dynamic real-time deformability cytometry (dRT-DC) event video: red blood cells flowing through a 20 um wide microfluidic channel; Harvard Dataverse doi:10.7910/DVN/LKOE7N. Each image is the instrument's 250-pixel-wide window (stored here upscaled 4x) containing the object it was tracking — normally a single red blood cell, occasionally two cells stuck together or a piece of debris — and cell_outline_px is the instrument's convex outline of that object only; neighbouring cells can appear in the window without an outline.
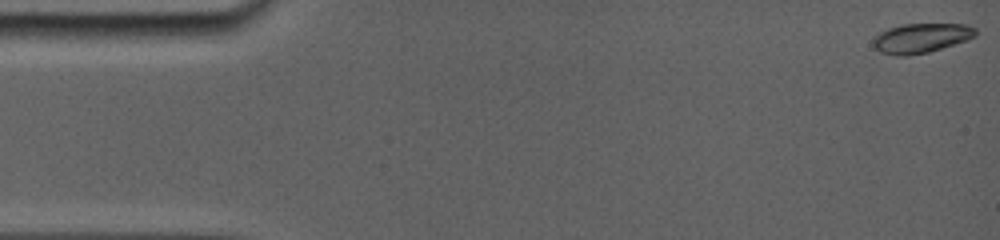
{"species": "common noctule bat (a hibernating species)", "species_latin": "Nyctalus noctula", "temperature_condition": "room temperature", "stored_images_in_passage": 38, "camera_frame_rate_fps": 5000, "um_per_image_px": 0.085, "animal": {"sex": "female", "body_mass_g": 19.0, "forearm_length_mm": 56.7}, "frame": {"image": 1, "passage_image": 1, "time_ms": 0.0, "image_size_px": [1000, 240], "cell_outline_px": [[976, 36], [968, 40], [928, 52], [908, 56], [896, 56], [880, 52], [872, 44], [872, 40], [880, 32], [888, 28], [900, 24], [964, 24], [976, 28]], "centroid_in_image_um": [78.28, 3.24], "position_along_channel_um": 6.7, "area_um2": 17.74}}
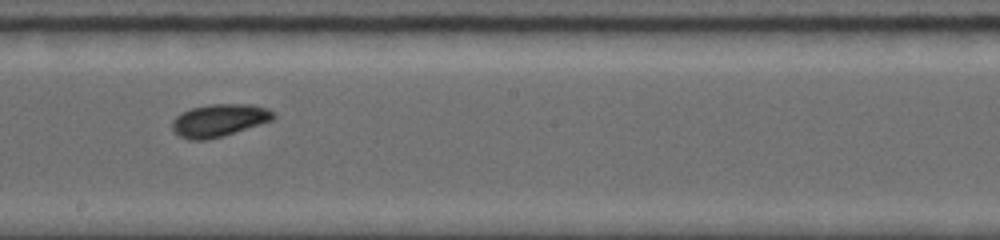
{"frame": {"image": 2, "passage_image": 22, "time_ms": 9.2, "image_size_px": [1000, 240], "cell_outline_px": [[276, 116], [272, 120], [208, 140], [188, 140], [180, 136], [172, 128], [172, 120], [180, 112], [192, 108], [208, 104], [252, 104], [268, 108], [276, 112]], "centroid_in_image_um": [18.62, 10.21], "position_along_channel_um": 229.6, "area_um2": 19.19}}
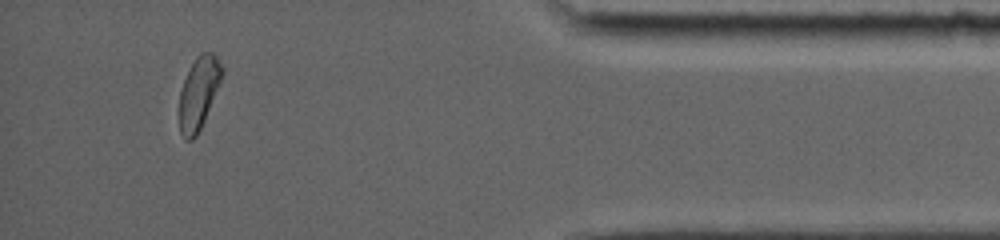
{"frame": {"image": 3, "passage_image": 37, "time_ms": 15.0, "image_size_px": [1000, 240], "cell_outline_px": [[224, 72], [204, 120], [196, 136], [192, 140], [188, 140], [180, 132], [180, 92], [184, 80], [196, 56], [200, 52], [212, 52], [216, 56], [224, 68]], "centroid_in_image_um": [16.9, 7.86], "position_along_channel_um": 418.3, "area_um2": 17.57}}